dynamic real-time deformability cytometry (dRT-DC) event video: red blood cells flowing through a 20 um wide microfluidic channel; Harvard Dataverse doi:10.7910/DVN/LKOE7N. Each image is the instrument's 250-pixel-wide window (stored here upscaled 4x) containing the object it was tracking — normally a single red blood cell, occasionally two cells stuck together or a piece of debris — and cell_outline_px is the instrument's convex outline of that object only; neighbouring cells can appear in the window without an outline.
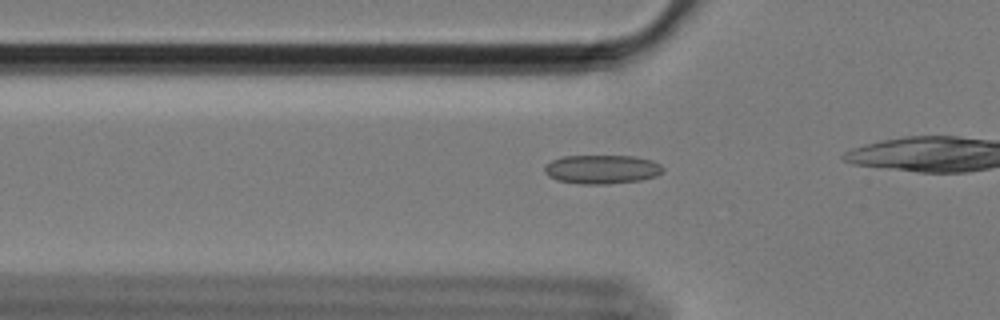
{"species": "Egyptian fruit bat (a non-hibernating species)", "species_latin": "Rousettus aegyptiacus", "temperature_condition": "cold", "stored_images_in_passage": 36, "camera_frame_rate_fps": 3000, "um_per_image_px": 0.085, "animal": {"sex": "female"}, "frame": {"image": 1, "passage_image": 8, "time_ms": 2.333, "image_size_px": [1000, 320], "cell_outline_px": [[664, 168], [656, 176], [640, 180], [608, 184], [580, 184], [556, 180], [548, 176], [544, 172], [544, 168], [552, 160], [564, 156], [636, 156], [652, 160], [660, 164]], "centroid_in_image_um": [51.15, 14.39], "position_along_channel_um": 74.6, "area_um2": 19.94}}
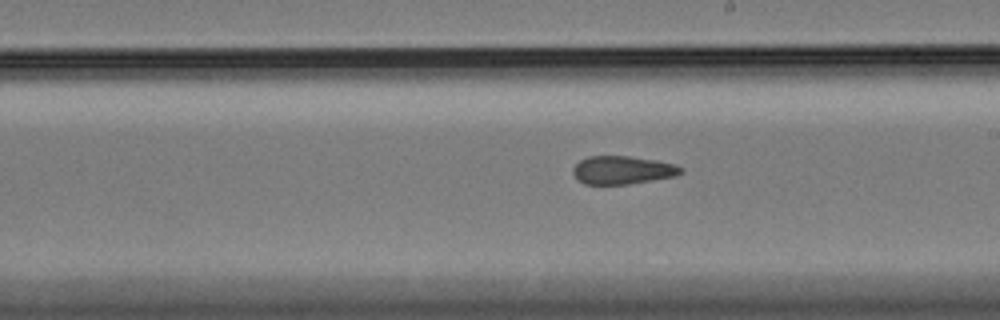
{"frame": {"image": 2, "passage_image": 22, "time_ms": 7.0, "image_size_px": [1000, 320], "cell_outline_px": [[684, 172], [676, 176], [628, 184], [584, 184], [576, 180], [572, 172], [572, 168], [580, 160], [588, 156], [628, 156], [656, 160], [676, 164], [684, 168]], "centroid_in_image_um": [52.91, 14.46], "position_along_channel_um": 236.1, "area_um2": 17.92}}
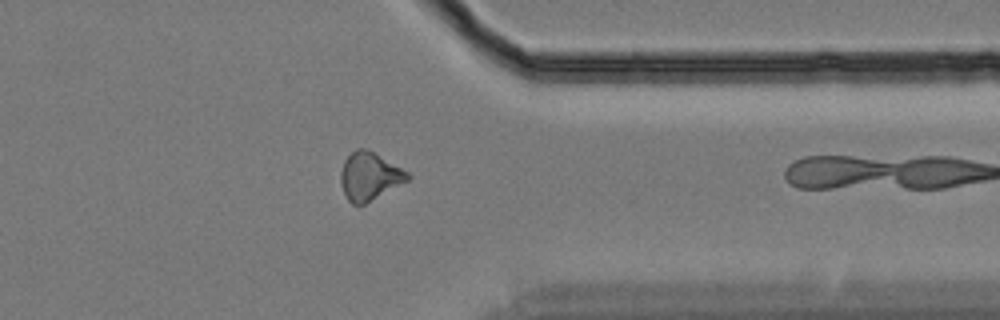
{"frame": {"image": 3, "passage_image": 35, "time_ms": 11.333, "image_size_px": [1000, 320], "cell_outline_px": [[412, 176], [408, 180], [364, 204], [352, 204], [348, 200], [340, 184], [340, 172], [344, 160], [356, 148], [364, 148], [372, 152], [408, 172]], "centroid_in_image_um": [31.37, 14.98], "position_along_channel_um": 380.0, "area_um2": 18.26}}